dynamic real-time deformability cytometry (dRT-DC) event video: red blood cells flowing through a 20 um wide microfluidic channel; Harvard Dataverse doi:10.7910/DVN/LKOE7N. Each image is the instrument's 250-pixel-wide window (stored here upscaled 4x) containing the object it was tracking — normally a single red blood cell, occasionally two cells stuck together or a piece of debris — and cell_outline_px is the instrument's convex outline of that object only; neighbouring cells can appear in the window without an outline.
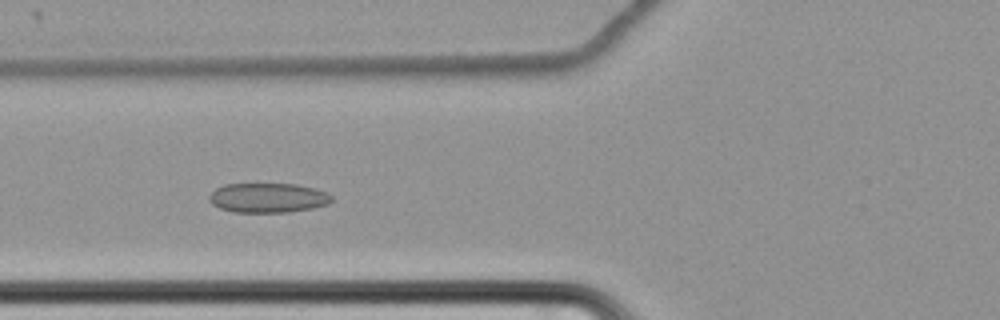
{"species": "common noctule bat (a hibernating species)", "species_latin": "Nyctalus noctula", "temperature_condition": "cold", "stored_images_in_passage": 65, "camera_frame_rate_fps": 3000, "um_per_image_px": 0.085, "animal": {"sex": "female", "body_mass_g": 22.7, "forearm_length_mm": 54.2}, "frame": {"image": 1, "passage_image": 28, "time_ms": 9.0, "image_size_px": [1000, 320], "cell_outline_px": [[332, 200], [328, 204], [312, 208], [288, 212], [232, 212], [220, 208], [212, 204], [208, 200], [208, 196], [216, 188], [224, 184], [296, 184], [316, 188], [328, 192], [332, 196]], "centroid_in_image_um": [22.78, 16.81], "position_along_channel_um": 103.0, "area_um2": 21.27}}
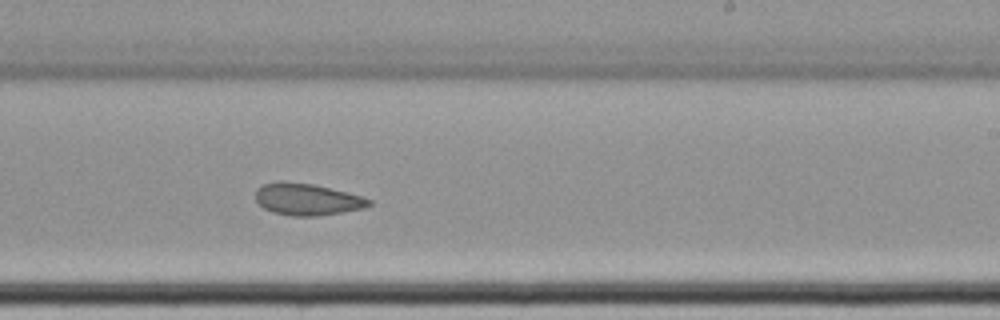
{"frame": {"image": 2, "passage_image": 42, "time_ms": 13.667, "image_size_px": [1000, 320], "cell_outline_px": [[372, 204], [364, 208], [316, 216], [292, 216], [272, 212], [264, 208], [256, 200], [256, 188], [264, 184], [280, 180], [284, 180], [312, 184], [360, 196], [372, 200]], "centroid_in_image_um": [26.06, 16.94], "position_along_channel_um": 262.9, "area_um2": 20.87}}
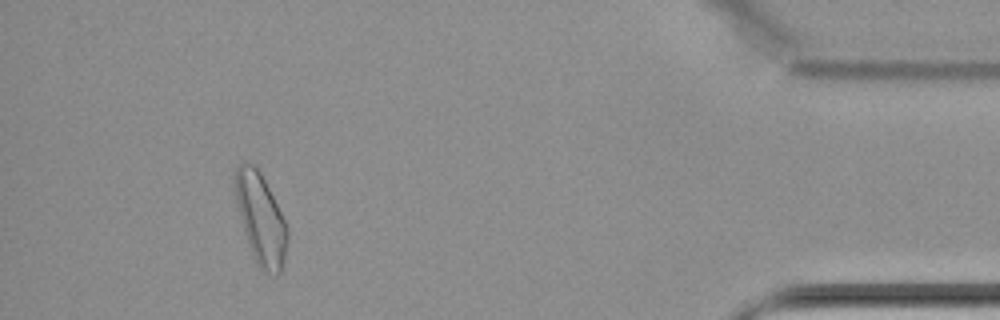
{"frame": {"image": 3, "passage_image": 60, "time_ms": 19.667, "image_size_px": [1000, 320], "cell_outline_px": [[288, 240], [284, 260], [280, 272], [276, 276], [264, 272], [256, 264], [248, 244], [244, 232], [236, 200], [232, 176], [232, 172], [240, 164], [252, 164], [260, 172], [288, 228]], "centroid_in_image_um": [22.14, 18.63], "position_along_channel_um": 413.1, "area_um2": 27.46}, "authors_computed_cell_mechanics": {"area_um2": 23.2934, "velocity_mm_per_s": 3.4356, "shape_relaxation_time_tau1_ms": null, "shape_relaxation_time_tau2_ms": 7.9371, "deformation_change_tau1": null, "deformation_change_tau2": 0.1246}}